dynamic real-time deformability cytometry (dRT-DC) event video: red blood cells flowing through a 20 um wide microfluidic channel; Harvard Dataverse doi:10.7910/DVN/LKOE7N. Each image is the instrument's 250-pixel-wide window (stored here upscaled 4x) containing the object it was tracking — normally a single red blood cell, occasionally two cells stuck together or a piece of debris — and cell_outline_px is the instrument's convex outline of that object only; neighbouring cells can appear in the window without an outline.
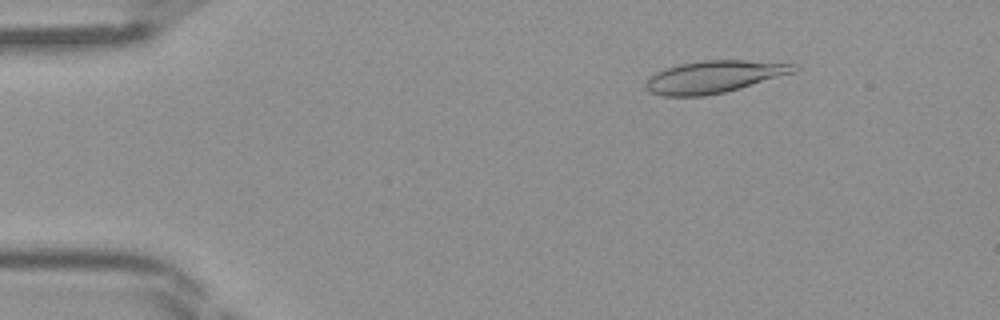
{"species": "Egyptian fruit bat (a non-hibernating species)", "species_latin": "Rousettus aegyptiacus", "temperature_condition": "room temperature", "stored_images_in_passage": 43, "camera_frame_rate_fps": 3000, "um_per_image_px": 0.085, "frame": {"image": 1, "passage_image": 6, "time_ms": 1.667, "image_size_px": [1000, 320], "cell_outline_px": [[800, 68], [796, 72], [740, 88], [724, 92], [704, 96], [664, 96], [652, 92], [644, 84], [656, 72], [680, 64], [704, 60], [792, 60]], "centroid_in_image_um": [60.89, 6.49], "position_along_channel_um": 24.1, "area_um2": 28.21}}
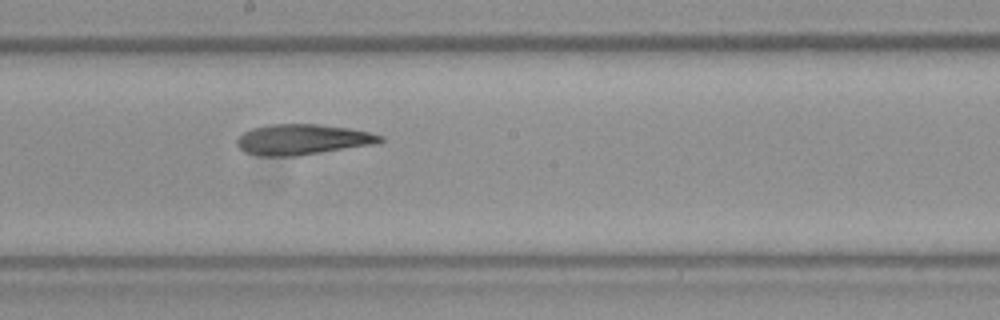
{"frame": {"image": 2, "passage_image": 24, "time_ms": 7.667, "image_size_px": [1000, 320], "cell_outline_px": [[384, 140], [376, 144], [296, 156], [260, 156], [244, 152], [236, 144], [236, 140], [244, 132], [252, 128], [268, 124], [316, 124], [348, 128], [368, 132], [384, 136]], "centroid_in_image_um": [25.7, 11.86], "position_along_channel_um": 222.5, "area_um2": 25.49}}
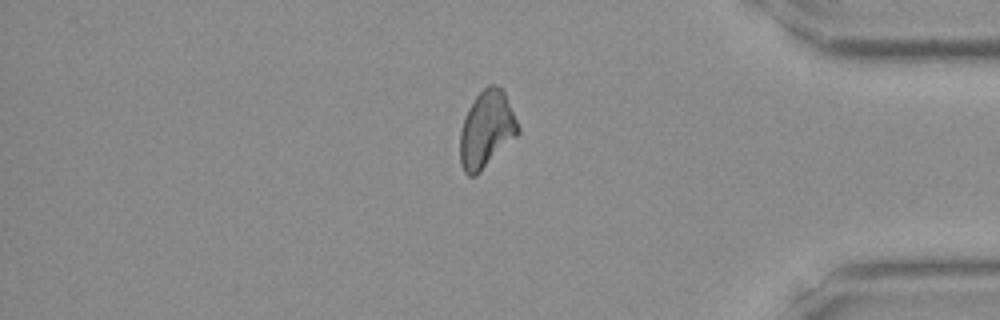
{"frame": {"image": 3, "passage_image": 37, "time_ms": 12.0, "image_size_px": [1000, 320], "cell_outline_px": [[520, 132], [476, 176], [468, 176], [464, 172], [460, 164], [460, 132], [464, 116], [472, 100], [488, 84], [496, 84], [504, 88], [520, 128]], "centroid_in_image_um": [41.35, 10.97], "position_along_channel_um": 393.8, "area_um2": 26.24}}